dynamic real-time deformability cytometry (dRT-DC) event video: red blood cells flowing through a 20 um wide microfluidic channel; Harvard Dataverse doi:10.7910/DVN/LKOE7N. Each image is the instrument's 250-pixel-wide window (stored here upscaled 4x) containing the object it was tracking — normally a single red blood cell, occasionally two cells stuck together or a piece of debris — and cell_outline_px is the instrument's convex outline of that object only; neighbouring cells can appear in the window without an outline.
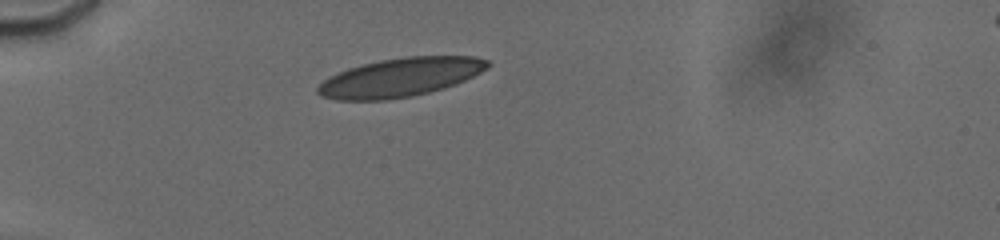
{"species": "human", "species_latin": "Homo sapiens", "temperature_condition": "cold", "stored_images_in_passage": 59, "camera_frame_rate_fps": 3000, "um_per_image_px": 0.085, "donor": {"sex": "male"}, "frame": {"image": 1, "passage_image": 7, "time_ms": 2.0, "image_size_px": [1000, 240], "cell_outline_px": [[492, 64], [480, 72], [464, 80], [444, 88], [428, 92], [388, 100], [336, 100], [320, 96], [316, 92], [316, 88], [328, 76], [348, 68], [380, 60], [404, 56], [476, 56], [488, 60]], "centroid_in_image_um": [33.99, 6.57], "position_along_channel_um": 51.0, "area_um2": 38.26}}
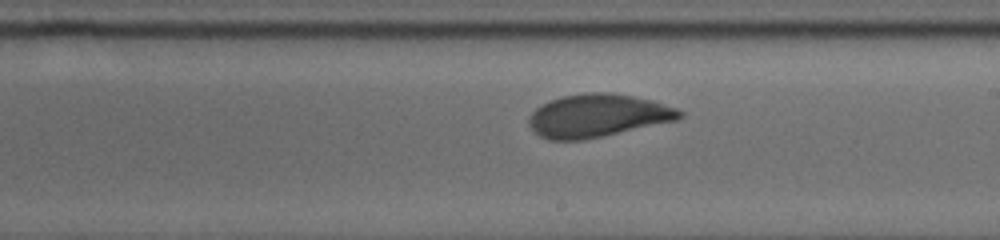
{"frame": {"image": 2, "passage_image": 27, "time_ms": 7.667, "image_size_px": [1000, 240], "cell_outline_px": [[684, 116], [676, 120], [600, 136], [580, 140], [548, 140], [540, 136], [528, 124], [528, 116], [536, 108], [552, 100], [564, 96], [588, 92], [612, 92], [652, 100], [676, 108], [684, 112]], "centroid_in_image_um": [50.79, 9.82], "position_along_channel_um": 238.2, "area_um2": 37.28}}
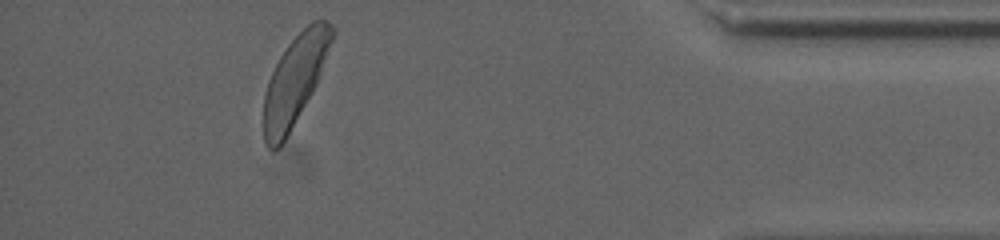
{"frame": {"image": 3, "passage_image": 46, "time_ms": 13.333, "image_size_px": [1000, 240], "cell_outline_px": [[336, 32], [316, 84], [312, 92], [284, 140], [272, 152], [264, 144], [264, 96], [268, 80], [280, 56], [288, 44], [312, 20], [324, 20], [332, 24]], "centroid_in_image_um": [25.06, 6.78], "position_along_channel_um": 410.1, "area_um2": 34.91}}